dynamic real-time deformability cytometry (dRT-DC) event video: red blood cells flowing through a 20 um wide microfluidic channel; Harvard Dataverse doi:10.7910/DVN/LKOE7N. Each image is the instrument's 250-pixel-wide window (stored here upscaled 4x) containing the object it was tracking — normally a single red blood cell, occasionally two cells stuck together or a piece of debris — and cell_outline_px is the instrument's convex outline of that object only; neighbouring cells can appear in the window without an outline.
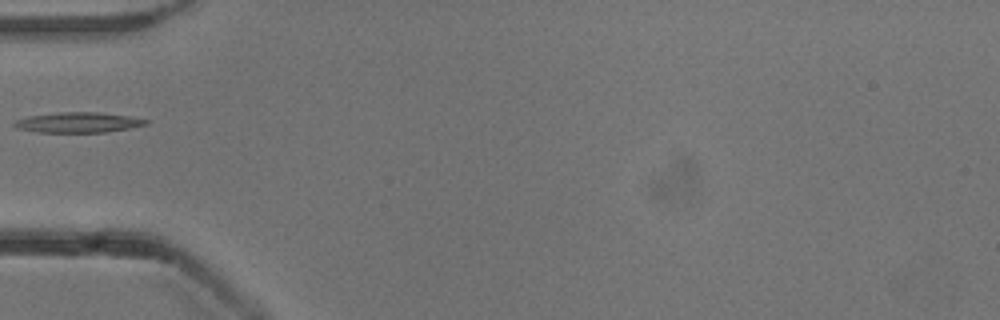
{"species": "common noctule bat (a hibernating species)", "species_latin": "Nyctalus noctula", "temperature_condition": "cold", "stored_images_in_passage": 36, "camera_frame_rate_fps": 3000, "um_per_image_px": 0.085, "animal": {"sex": "male", "body_mass_g": 13.3}, "frame": {"image": 1, "passage_image": 1, "time_ms": 0.0, "image_size_px": [1000, 320], "cell_outline_px": [[148, 124], [108, 132], [40, 132], [16, 128], [12, 124], [16, 120], [28, 116], [56, 112], [100, 112], [128, 116], [148, 120]], "centroid_in_image_um": [6.62, 10.4], "position_along_channel_um": 78.4, "area_um2": 15.49}}
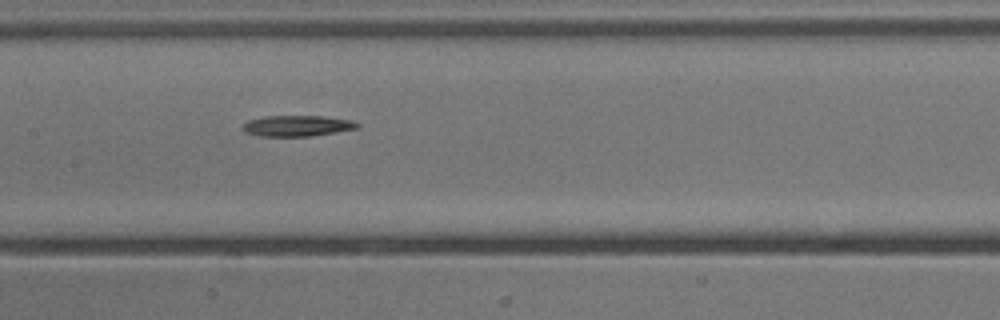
{"frame": {"image": 2, "passage_image": 9, "time_ms": 2.667, "image_size_px": [1000, 320], "cell_outline_px": [[360, 128], [336, 132], [308, 136], [260, 136], [244, 132], [240, 128], [248, 120], [264, 116], [324, 116], [352, 120], [360, 124]], "centroid_in_image_um": [25.26, 10.69], "position_along_channel_um": 182.1, "area_um2": 14.05}}
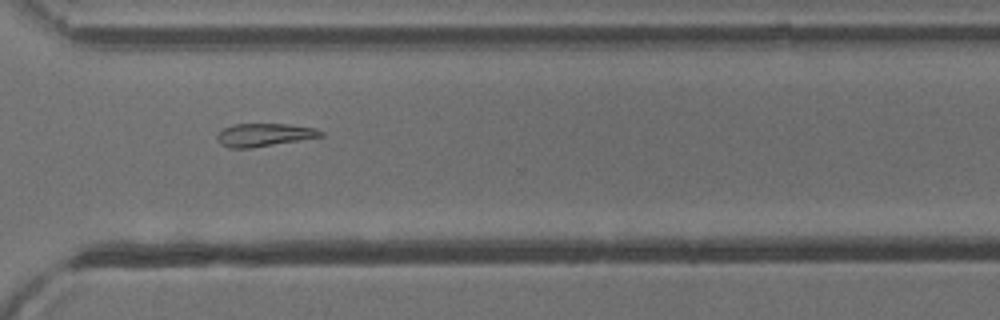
{"frame": {"image": 3, "passage_image": 22, "time_ms": 7.0, "image_size_px": [1000, 320], "cell_outline_px": [[324, 136], [252, 148], [228, 148], [220, 144], [216, 140], [216, 136], [224, 128], [232, 124], [288, 124], [316, 128], [324, 132]], "centroid_in_image_um": [22.45, 11.47], "position_along_channel_um": 348.2, "area_um2": 13.99}}